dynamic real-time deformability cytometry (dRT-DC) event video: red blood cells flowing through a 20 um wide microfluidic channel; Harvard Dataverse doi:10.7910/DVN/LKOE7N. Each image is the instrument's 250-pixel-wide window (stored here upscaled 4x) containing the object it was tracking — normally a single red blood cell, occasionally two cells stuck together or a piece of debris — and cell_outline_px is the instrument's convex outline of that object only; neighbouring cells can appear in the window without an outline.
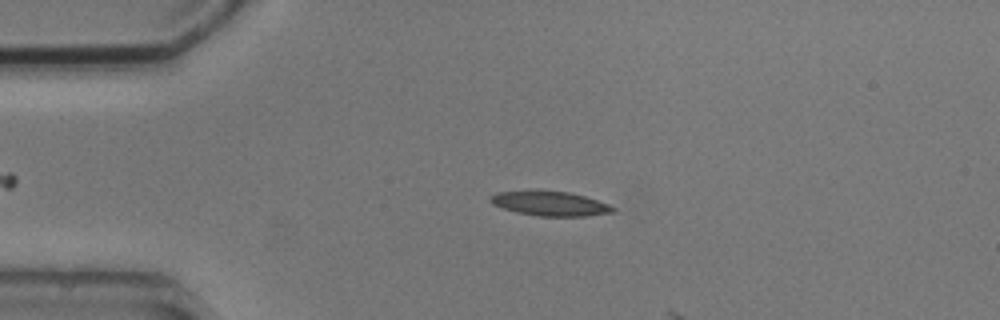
{"species": "common noctule bat (a hibernating species)", "species_latin": "Nyctalus noctula", "temperature_condition": "cold", "stored_images_in_passage": 4, "camera_frame_rate_fps": 3000, "um_per_image_px": 0.085, "animal": {"sex": "male", "body_mass_g": 20.5, "forearm_length_mm": 52.5}, "frame": {"image": 1, "passage_image": 3, "time_ms": 2.333, "image_size_px": [1000, 320], "cell_outline_px": [[616, 212], [588, 216], [536, 216], [516, 212], [492, 204], [488, 200], [488, 196], [496, 192], [568, 192], [584, 196], [608, 204], [616, 208]], "centroid_in_image_um": [46.77, 17.33], "position_along_channel_um": 38.2, "area_um2": 17.17}}